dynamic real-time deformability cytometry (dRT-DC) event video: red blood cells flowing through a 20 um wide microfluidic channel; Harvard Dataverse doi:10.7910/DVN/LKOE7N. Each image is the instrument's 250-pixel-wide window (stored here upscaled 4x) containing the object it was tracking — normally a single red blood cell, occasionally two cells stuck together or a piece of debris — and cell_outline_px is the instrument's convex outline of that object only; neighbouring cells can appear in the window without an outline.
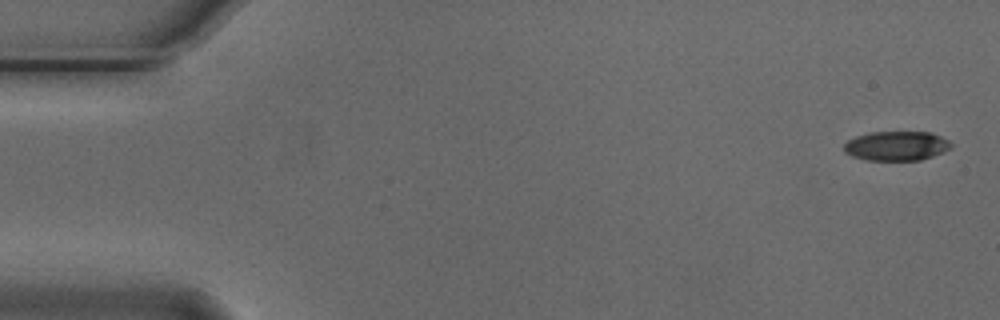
{"species": "Egyptian fruit bat (a non-hibernating species)", "species_latin": "Rousettus aegyptiacus", "temperature_condition": "cold", "stored_images_in_passage": 5, "camera_frame_rate_fps": 3000, "um_per_image_px": 0.085, "animal": {"sex": "male"}, "frame": {"image": 1, "passage_image": 1, "time_ms": 0.0, "image_size_px": [1000, 320], "cell_outline_px": [[952, 148], [944, 152], [920, 160], [864, 160], [852, 156], [844, 152], [844, 144], [848, 140], [856, 136], [872, 132], [932, 132], [948, 140], [952, 144]], "centroid_in_image_um": [76.21, 12.4], "position_along_channel_um": 8.8, "area_um2": 18.44}}
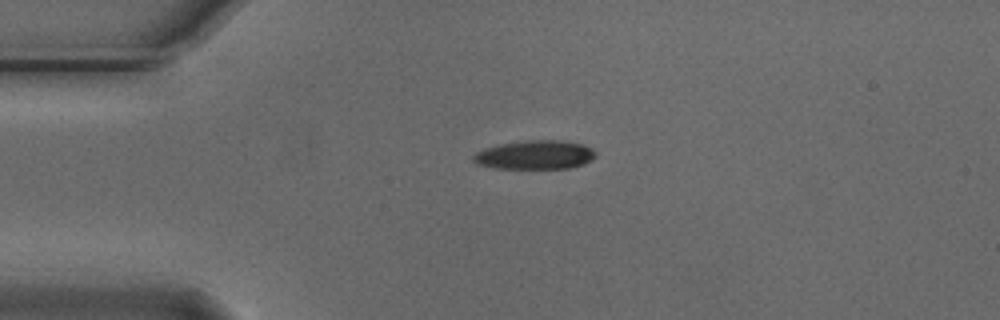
{"frame": {"image": 2, "passage_image": 4, "time_ms": 1.0, "image_size_px": [1000, 320], "cell_outline_px": [[596, 156], [592, 160], [584, 164], [568, 168], [496, 168], [476, 164], [472, 160], [472, 156], [476, 152], [484, 148], [500, 144], [524, 140], [556, 140], [580, 144], [592, 148], [596, 152]], "centroid_in_image_um": [45.45, 13.16], "position_along_channel_um": 39.5, "area_um2": 20.58}}